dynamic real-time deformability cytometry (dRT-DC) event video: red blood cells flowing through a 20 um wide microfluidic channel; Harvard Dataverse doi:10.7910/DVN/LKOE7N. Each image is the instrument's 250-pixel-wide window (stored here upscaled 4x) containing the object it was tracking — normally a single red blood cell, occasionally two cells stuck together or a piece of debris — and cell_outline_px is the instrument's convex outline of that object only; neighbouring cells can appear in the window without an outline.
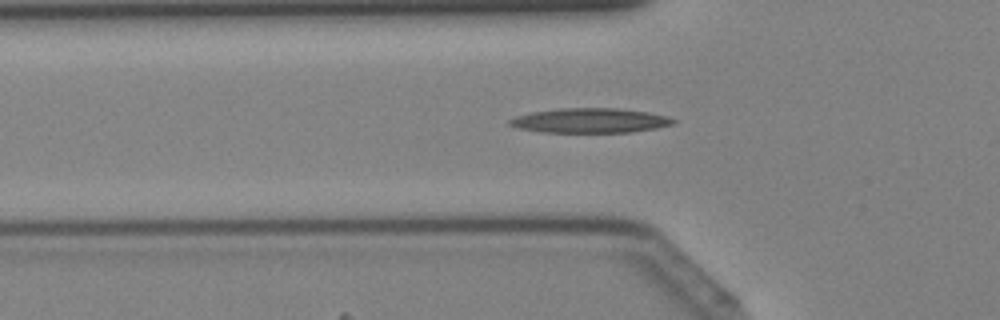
{"species": "Egyptian fruit bat (a non-hibernating species)", "species_latin": "Rousettus aegyptiacus", "temperature_condition": "cold", "stored_images_in_passage": 42, "camera_frame_rate_fps": 3000, "um_per_image_px": 0.085, "animal": {"sex": "female"}, "frame": {"image": 1, "passage_image": 14, "time_ms": 4.333, "image_size_px": [1000, 320], "cell_outline_px": [[676, 120], [672, 124], [656, 128], [632, 132], [540, 132], [520, 128], [508, 124], [508, 120], [516, 116], [532, 112], [560, 108], [616, 108], [648, 112], [668, 116]], "centroid_in_image_um": [50.16, 10.24], "position_along_channel_um": 75.6, "area_um2": 23.41}}
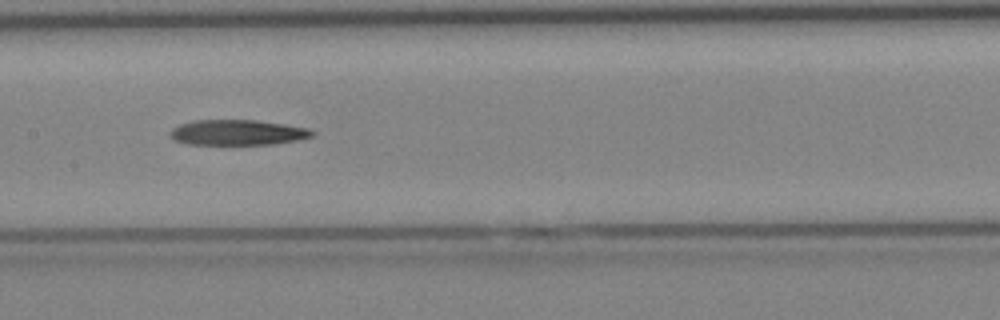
{"frame": {"image": 2, "passage_image": 21, "time_ms": 6.667, "image_size_px": [1000, 320], "cell_outline_px": [[316, 132], [312, 136], [296, 140], [272, 144], [188, 144], [176, 140], [168, 132], [172, 128], [180, 124], [192, 120], [256, 120], [284, 124], [308, 128]], "centroid_in_image_um": [20.19, 11.25], "position_along_channel_um": 187.2, "area_um2": 20.87}}
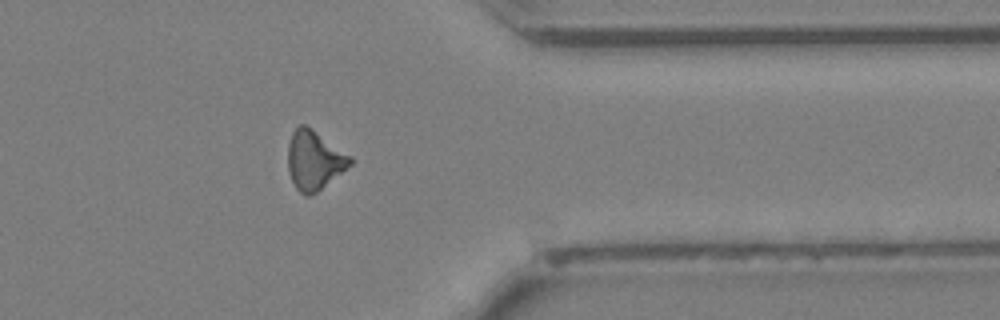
{"frame": {"image": 3, "passage_image": 34, "time_ms": 11.0, "image_size_px": [1000, 320], "cell_outline_px": [[352, 164], [312, 196], [304, 196], [296, 188], [288, 172], [288, 144], [292, 132], [300, 124], [304, 124], [352, 156]], "centroid_in_image_um": [26.7, 13.64], "position_along_channel_um": 384.7, "area_um2": 21.33}}